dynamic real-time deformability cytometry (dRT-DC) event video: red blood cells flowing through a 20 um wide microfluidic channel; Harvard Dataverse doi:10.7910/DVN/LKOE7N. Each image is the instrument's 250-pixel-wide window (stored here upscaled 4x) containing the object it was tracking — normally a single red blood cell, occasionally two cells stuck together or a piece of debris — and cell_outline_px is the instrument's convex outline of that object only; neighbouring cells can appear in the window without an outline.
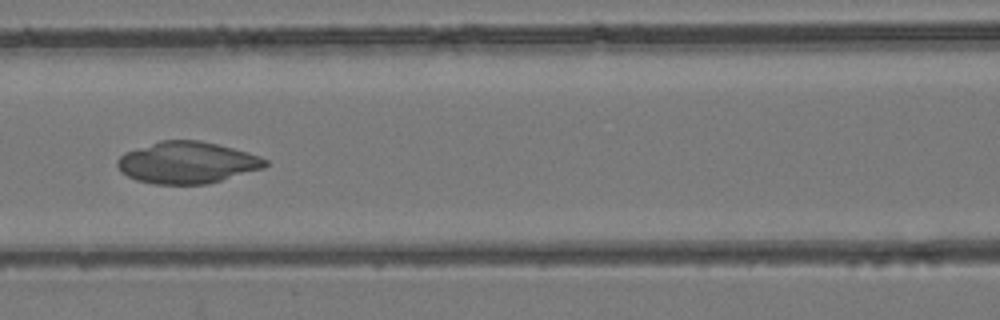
{"species": "common noctule bat (a hibernating species)", "species_latin": "Nyctalus noctula", "temperature_condition": "room temperature", "stored_images_in_passage": 37, "camera_frame_rate_fps": 3000, "um_per_image_px": 0.085, "animal": {"sex": "female", "body_mass_g": 24.6, "forearm_length_mm": 56.2}, "frame": {"image": 1, "passage_image": 13, "time_ms": 4.0, "image_size_px": [1000, 320], "cell_outline_px": [[268, 164], [264, 168], [220, 180], [204, 184], [152, 184], [136, 180], [120, 172], [116, 164], [116, 160], [124, 152], [160, 140], [200, 140], [248, 152], [260, 156], [268, 160]], "centroid_in_image_um": [15.87, 13.81], "position_along_channel_um": 150.7, "area_um2": 35.95}}
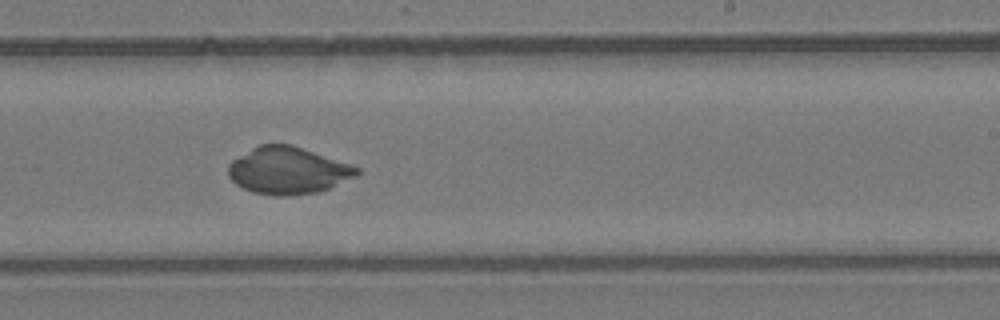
{"frame": {"image": 2, "passage_image": 21, "time_ms": 6.667, "image_size_px": [1000, 320], "cell_outline_px": [[360, 172], [356, 176], [328, 188], [316, 192], [292, 196], [276, 196], [252, 192], [236, 184], [228, 176], [228, 164], [232, 160], [252, 148], [260, 144], [292, 144], [352, 164], [360, 168]], "centroid_in_image_um": [24.48, 14.49], "position_along_channel_um": 264.5, "area_um2": 35.37}}
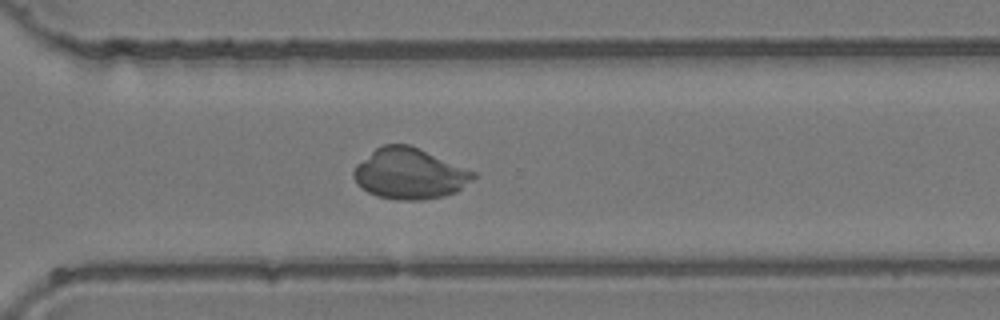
{"frame": {"image": 3, "passage_image": 26, "time_ms": 8.333, "image_size_px": [1000, 320], "cell_outline_px": [[476, 176], [472, 180], [456, 192], [444, 196], [420, 200], [396, 200], [376, 196], [360, 188], [356, 184], [352, 176], [352, 172], [356, 164], [376, 148], [384, 144], [408, 144], [476, 172]], "centroid_in_image_um": [34.77, 14.77], "position_along_channel_um": 335.8, "area_um2": 35.43}}